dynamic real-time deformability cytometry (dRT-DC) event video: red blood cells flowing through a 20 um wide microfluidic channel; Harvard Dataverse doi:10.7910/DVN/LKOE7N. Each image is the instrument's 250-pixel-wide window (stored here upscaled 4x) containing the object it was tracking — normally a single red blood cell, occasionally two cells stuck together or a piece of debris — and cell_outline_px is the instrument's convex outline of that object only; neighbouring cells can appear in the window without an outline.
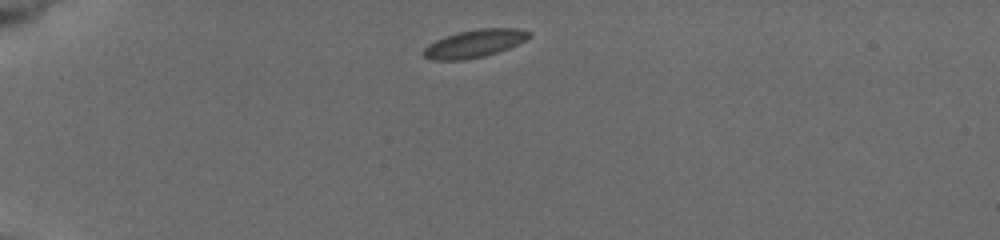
{"species": "common noctule bat (a hibernating species)", "species_latin": "Nyctalus noctula", "temperature_condition": "cold", "stored_images_in_passage": 4, "camera_frame_rate_fps": 3000, "um_per_image_px": 0.085, "animal": {"sex": "female", "body_mass_g": 19.5, "forearm_length_mm": 54.1}, "frame": {"image": 1, "passage_image": 1, "time_ms": 0.0, "image_size_px": [1000, 240], "cell_outline_px": [[532, 36], [508, 48], [484, 56], [464, 60], [432, 60], [424, 56], [420, 52], [428, 44], [444, 36], [456, 32], [480, 28], [520, 28], [532, 32]], "centroid_in_image_um": [40.31, 3.69], "position_along_channel_um": 44.7, "area_um2": 17.22}}
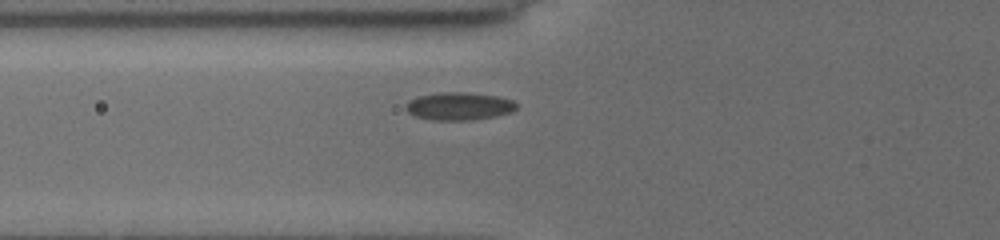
{"frame": {"image": 2, "passage_image": 4, "time_ms": 2.333, "image_size_px": [1000, 240], "cell_outline_px": [[516, 108], [512, 112], [496, 116], [472, 120], [432, 120], [416, 116], [408, 112], [404, 108], [404, 104], [408, 100], [416, 96], [440, 92], [464, 92], [496, 96], [512, 100], [516, 104]], "centroid_in_image_um": [38.96, 9.02], "position_along_channel_um": 86.8, "area_um2": 18.03}}